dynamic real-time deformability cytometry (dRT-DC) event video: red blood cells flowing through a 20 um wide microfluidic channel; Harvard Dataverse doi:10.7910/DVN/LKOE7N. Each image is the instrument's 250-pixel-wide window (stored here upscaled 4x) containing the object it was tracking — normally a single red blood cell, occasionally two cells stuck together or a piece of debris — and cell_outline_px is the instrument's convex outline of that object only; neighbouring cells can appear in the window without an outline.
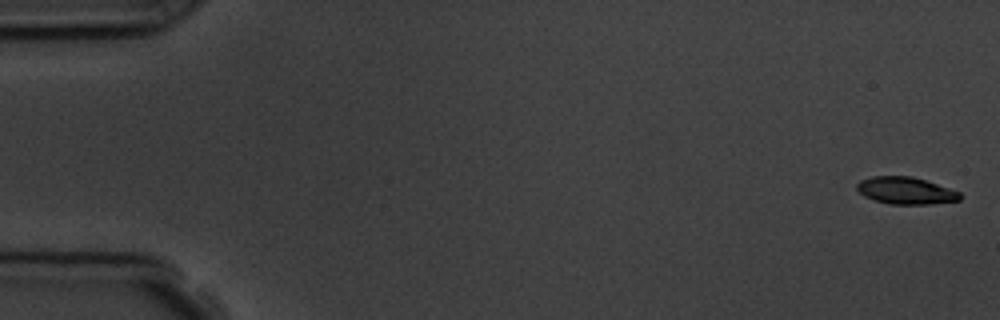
{"species": "common noctule bat (a hibernating species)", "species_latin": "Nyctalus noctula", "temperature_condition": "room temperature", "stored_images_in_passage": 3, "camera_frame_rate_fps": 3000, "um_per_image_px": 0.085, "animal": {"sex": "male", "body_mass_g": 19.5, "forearm_length_mm": 54.6}, "frame": {"image": 1, "passage_image": 1, "time_ms": 0.0, "image_size_px": [1000, 320], "cell_outline_px": [[964, 196], [960, 200], [928, 204], [892, 204], [876, 200], [864, 196], [856, 188], [856, 184], [860, 180], [872, 176], [912, 176], [960, 192]], "centroid_in_image_um": [76.99, 16.2], "position_along_channel_um": 8.0, "area_um2": 16.13}}